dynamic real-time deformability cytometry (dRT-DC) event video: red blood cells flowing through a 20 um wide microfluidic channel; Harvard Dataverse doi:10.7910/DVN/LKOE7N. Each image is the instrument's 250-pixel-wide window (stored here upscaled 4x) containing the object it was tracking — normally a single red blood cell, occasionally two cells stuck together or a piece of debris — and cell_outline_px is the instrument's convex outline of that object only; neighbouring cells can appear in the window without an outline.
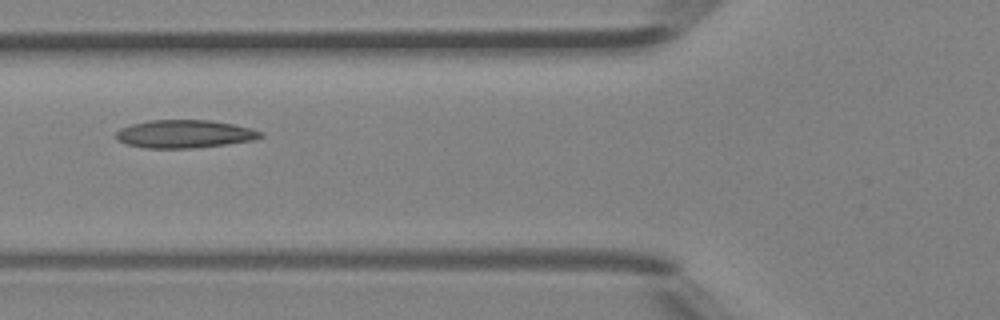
{"species": "Egyptian fruit bat (a non-hibernating species)", "species_latin": "Rousettus aegyptiacus", "temperature_condition": "room temperature", "stored_images_in_passage": 3, "camera_frame_rate_fps": 3000, "um_per_image_px": 0.085, "animal": {"sex": "female"}, "frame": {"image": 1, "passage_image": 3, "time_ms": 0.667, "image_size_px": [1000, 320], "cell_outline_px": [[264, 136], [256, 140], [228, 144], [192, 148], [148, 148], [128, 144], [116, 140], [116, 132], [120, 128], [132, 124], [148, 120], [212, 120], [252, 128], [264, 132]], "centroid_in_image_um": [15.73, 11.38], "position_along_channel_um": 110.1, "area_um2": 23.76}}